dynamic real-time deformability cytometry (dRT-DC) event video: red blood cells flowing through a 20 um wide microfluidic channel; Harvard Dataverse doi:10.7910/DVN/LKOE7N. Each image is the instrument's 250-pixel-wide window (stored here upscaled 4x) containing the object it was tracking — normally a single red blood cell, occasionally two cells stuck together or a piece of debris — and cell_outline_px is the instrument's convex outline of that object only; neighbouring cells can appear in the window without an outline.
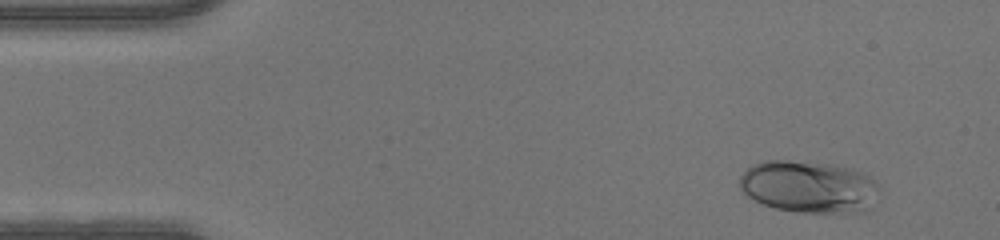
{"species": "human", "species_latin": "Homo sapiens", "temperature_condition": "warm", "stored_images_in_passage": 47, "camera_frame_rate_fps": 3000, "um_per_image_px": 0.085, "donor": {"sex": "male"}, "frame": {"image": 1, "passage_image": 4, "time_ms": 1.0, "image_size_px": [1000, 240], "cell_outline_px": [[876, 184], [864, 212], [796, 212], [776, 208], [764, 204], [748, 196], [740, 188], [740, 176], [752, 164], [764, 160], [788, 160], [828, 164], [852, 168], [868, 176]], "centroid_in_image_um": [68.63, 15.85], "position_along_channel_um": 16.4, "area_um2": 41.33}}
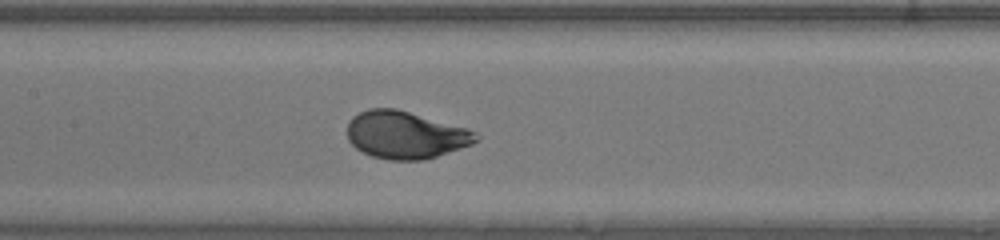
{"frame": {"image": 2, "passage_image": 22, "time_ms": 7.0, "image_size_px": [1000, 240], "cell_outline_px": [[480, 140], [472, 144], [424, 160], [388, 160], [372, 156], [356, 148], [348, 140], [348, 124], [352, 116], [368, 108], [396, 108], [468, 128], [480, 136]], "centroid_in_image_um": [34.47, 11.46], "position_along_channel_um": 172.9, "area_um2": 35.6}}
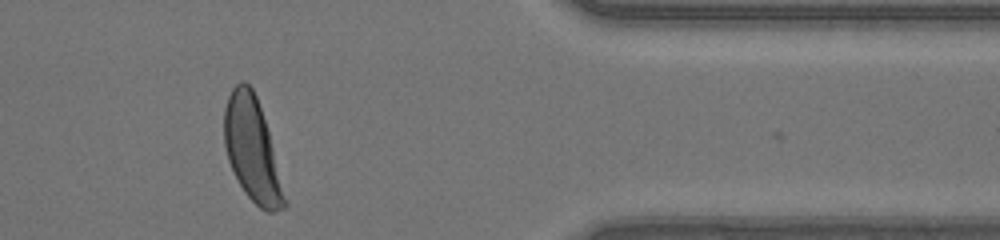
{"frame": {"image": 3, "passage_image": 39, "time_ms": 12.667, "image_size_px": [1000, 240], "cell_outline_px": [[288, 204], [284, 208], [272, 212], [268, 212], [260, 208], [244, 192], [228, 160], [224, 144], [224, 108], [228, 96], [232, 88], [240, 80], [244, 80], [252, 88], [256, 96], [268, 132]], "centroid_in_image_um": [21.42, 12.71], "position_along_channel_um": 390.0, "area_um2": 35.84}}